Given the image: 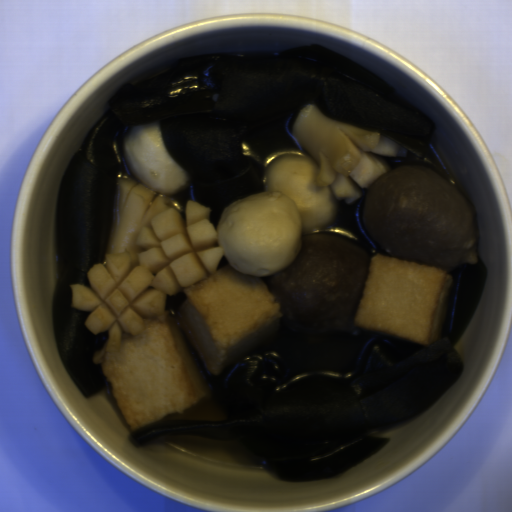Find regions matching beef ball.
Returning a JSON list of instances; mask_svg holds the SVG:
<instances>
[{
	"instance_id": "obj_1",
	"label": "beef ball",
	"mask_w": 512,
	"mask_h": 512,
	"mask_svg": "<svg viewBox=\"0 0 512 512\" xmlns=\"http://www.w3.org/2000/svg\"><path fill=\"white\" fill-rule=\"evenodd\" d=\"M362 188V223L381 254L439 267L478 263L474 206L427 166L392 165Z\"/></svg>"
},
{
	"instance_id": "obj_2",
	"label": "beef ball",
	"mask_w": 512,
	"mask_h": 512,
	"mask_svg": "<svg viewBox=\"0 0 512 512\" xmlns=\"http://www.w3.org/2000/svg\"><path fill=\"white\" fill-rule=\"evenodd\" d=\"M371 257L363 245L342 233L301 235L293 262L262 278L279 303V323L303 332L358 329L354 317Z\"/></svg>"
}]
</instances>
